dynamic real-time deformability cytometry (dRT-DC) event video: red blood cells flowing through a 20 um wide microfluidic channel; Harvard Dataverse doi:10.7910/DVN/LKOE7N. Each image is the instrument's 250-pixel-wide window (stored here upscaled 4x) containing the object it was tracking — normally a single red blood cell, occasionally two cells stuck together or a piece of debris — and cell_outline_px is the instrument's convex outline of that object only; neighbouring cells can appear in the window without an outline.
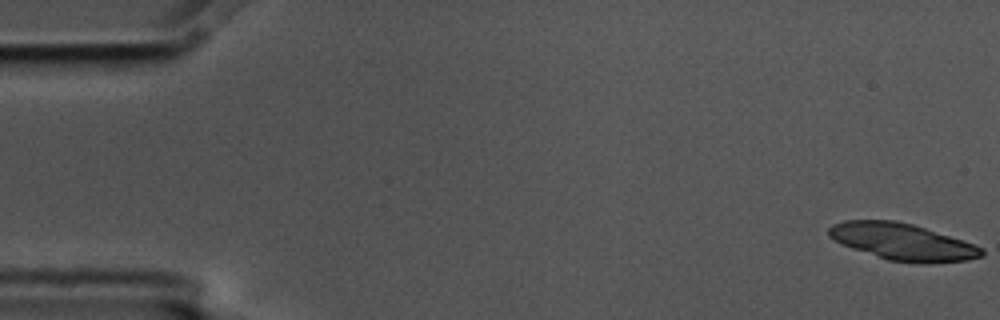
{"species": "common noctule bat (a hibernating species)", "species_latin": "Nyctalus noctula", "temperature_condition": "cold", "stored_images_in_passage": 4, "camera_frame_rate_fps": 3000, "um_per_image_px": 0.085, "animal": {"sex": "male", "body_mass_g": 17.5, "forearm_length_mm": 52.3}, "frame": {"image": 1, "passage_image": 1, "time_ms": 0.0, "image_size_px": [1000, 320], "cell_outline_px": [[984, 256], [968, 260], [924, 264], [920, 264], [888, 260], [852, 248], [828, 236], [828, 228], [832, 224], [844, 220], [896, 220], [912, 224], [984, 248]], "centroid_in_image_um": [76.71, 20.56], "position_along_channel_um": 8.3, "area_um2": 32.48}}